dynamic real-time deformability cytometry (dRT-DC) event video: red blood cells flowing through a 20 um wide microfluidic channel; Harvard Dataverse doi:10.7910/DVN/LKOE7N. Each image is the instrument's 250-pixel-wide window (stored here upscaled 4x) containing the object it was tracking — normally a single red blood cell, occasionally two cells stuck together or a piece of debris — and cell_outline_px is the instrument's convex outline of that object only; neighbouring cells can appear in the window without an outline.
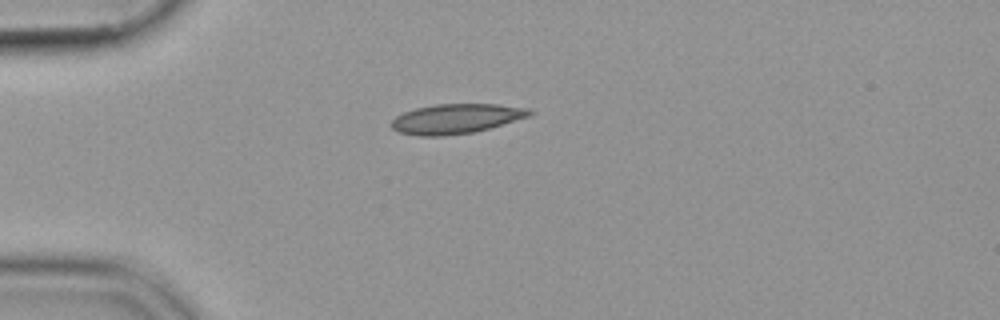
{"species": "common noctule bat (a hibernating species)", "species_latin": "Nyctalus noctula", "temperature_condition": "cold", "stored_images_in_passage": 41, "camera_frame_rate_fps": 3000, "um_per_image_px": 0.085, "animal": {"sex": "female", "body_mass_g": 19.9}, "frame": {"image": 1, "passage_image": 1, "time_ms": 0.0, "image_size_px": [1000, 320], "cell_outline_px": [[532, 112], [528, 116], [488, 128], [472, 132], [444, 136], [420, 136], [400, 132], [392, 128], [392, 120], [396, 116], [404, 112], [416, 108], [436, 104], [496, 104], [528, 108]], "centroid_in_image_um": [38.73, 10.09], "position_along_channel_um": 46.3, "area_um2": 23.52}}
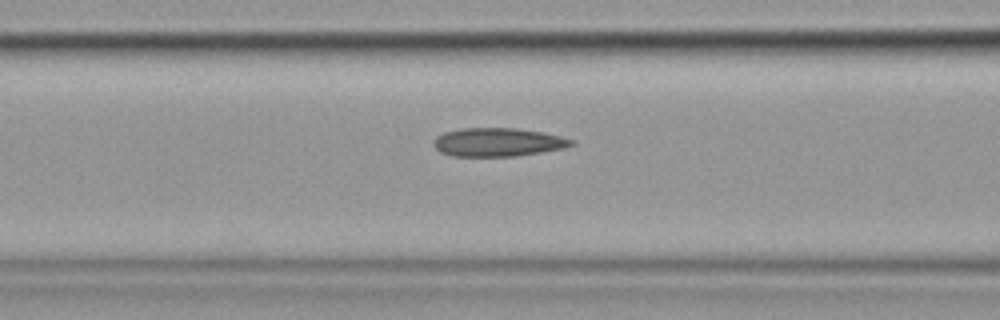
{"frame": {"image": 2, "passage_image": 9, "time_ms": 2.667, "image_size_px": [1000, 320], "cell_outline_px": [[572, 144], [564, 148], [516, 156], [452, 156], [440, 152], [432, 144], [436, 136], [444, 132], [460, 128], [516, 128], [544, 132], [560, 136], [572, 140]], "centroid_in_image_um": [42.27, 12.08], "position_along_channel_um": 124.3, "area_um2": 22.83}}
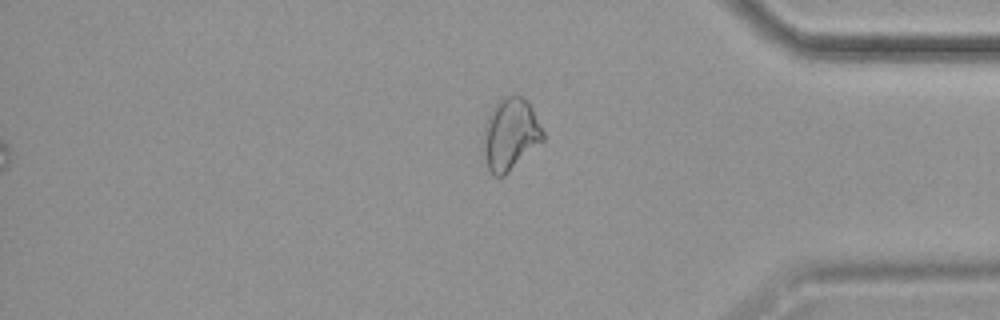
{"frame": {"image": 3, "passage_image": 32, "time_ms": 10.333, "image_size_px": [1000, 320], "cell_outline_px": [[544, 140], [504, 176], [496, 176], [488, 168], [484, 152], [484, 124], [492, 108], [504, 96], [516, 92], [524, 96], [528, 100], [544, 132]], "centroid_in_image_um": [43.4, 11.35], "position_along_channel_um": 391.8, "area_um2": 25.03}}